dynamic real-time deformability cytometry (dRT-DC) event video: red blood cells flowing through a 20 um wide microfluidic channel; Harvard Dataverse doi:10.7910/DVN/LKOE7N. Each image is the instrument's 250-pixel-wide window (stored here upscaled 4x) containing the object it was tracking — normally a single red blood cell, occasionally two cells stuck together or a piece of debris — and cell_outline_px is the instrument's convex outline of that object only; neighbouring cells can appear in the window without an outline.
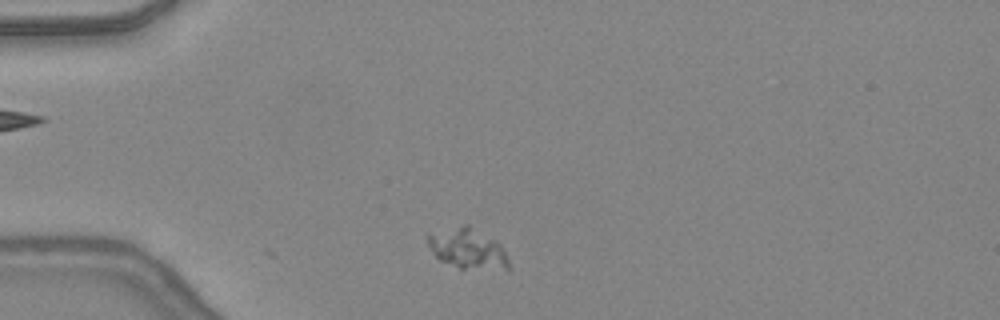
{"species": "common noctule bat (a hibernating species)", "species_latin": "Nyctalus noctula", "temperature_condition": "warm", "stored_images_in_passage": 2, "camera_frame_rate_fps": 3000, "um_per_image_px": 0.085, "animal": {"sex": "female", "body_mass_g": 24.6, "forearm_length_mm": 56.2}, "frame": {"image": 1, "passage_image": 2, "time_ms": 0.333, "image_size_px": [1000, 320], "cell_outline_px": [[512, 268], [508, 272], [460, 268], [440, 260], [432, 252], [428, 244], [428, 236], [464, 224], [468, 224], [496, 240], [500, 244]], "centroid_in_image_um": [39.87, 21.2], "position_along_channel_um": 45.1, "area_um2": 19.13}}